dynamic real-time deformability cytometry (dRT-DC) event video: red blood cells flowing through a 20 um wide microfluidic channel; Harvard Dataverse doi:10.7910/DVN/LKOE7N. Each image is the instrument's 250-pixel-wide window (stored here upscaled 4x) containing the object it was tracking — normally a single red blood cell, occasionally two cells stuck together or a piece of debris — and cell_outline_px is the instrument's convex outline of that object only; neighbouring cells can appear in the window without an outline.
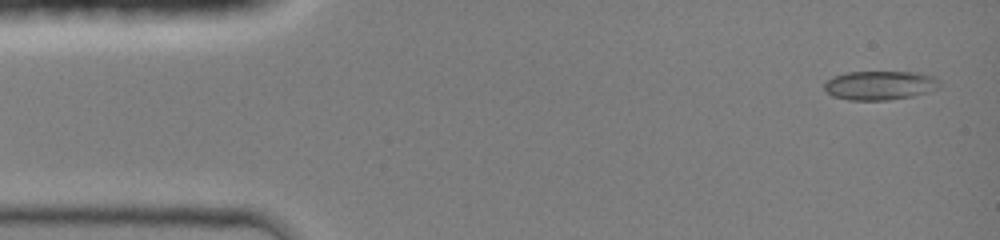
{"species": "common noctule bat (a hibernating species)", "species_latin": "Nyctalus noctula", "temperature_condition": "room temperature", "stored_images_in_passage": 44, "camera_frame_rate_fps": 3000, "um_per_image_px": 0.085, "animal": {"sex": "female", "body_mass_g": 19.0, "forearm_length_mm": 51.5}, "frame": {"image": 1, "passage_image": 2, "time_ms": 0.333, "image_size_px": [1000, 240], "cell_outline_px": [[940, 88], [912, 96], [888, 100], [848, 100], [832, 96], [824, 88], [824, 84], [832, 76], [848, 72], [916, 72], [932, 76], [940, 80]], "centroid_in_image_um": [74.79, 7.25], "position_along_channel_um": 10.2, "area_um2": 19.54}}
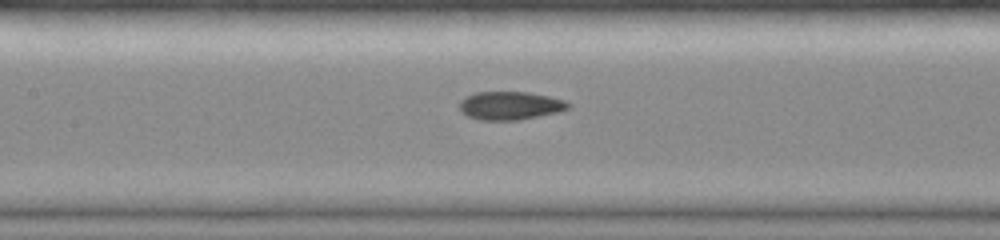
{"frame": {"image": 2, "passage_image": 20, "time_ms": 6.333, "image_size_px": [1000, 240], "cell_outline_px": [[572, 108], [560, 112], [520, 120], [480, 120], [468, 116], [460, 112], [460, 100], [464, 96], [476, 92], [528, 92], [548, 96], [564, 100], [572, 104]], "centroid_in_image_um": [43.39, 8.98], "position_along_channel_um": 164.0, "area_um2": 18.21}}
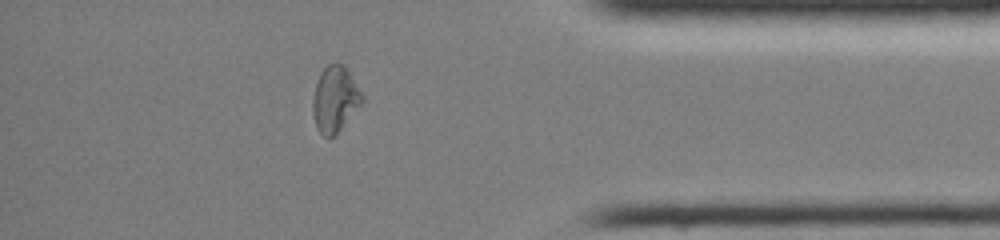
{"frame": {"image": 3, "passage_image": 38, "time_ms": 12.333, "image_size_px": [1000, 240], "cell_outline_px": [[364, 100], [336, 136], [328, 140], [316, 128], [312, 116], [312, 100], [316, 84], [320, 72], [328, 64], [344, 64], [348, 68], [364, 96]], "centroid_in_image_um": [28.47, 8.46], "position_along_channel_um": 406.7, "area_um2": 19.36}, "authors_computed_cell_mechanics": {"area_um2": 18.4671, "velocity_mm_per_s": 4.3068, "shape_relaxation_time_tau1_ms": null, "shape_relaxation_time_tau2_ms": 1.0931, "deformation_change_tau1": null, "deformation_change_tau2": 0.0444}}